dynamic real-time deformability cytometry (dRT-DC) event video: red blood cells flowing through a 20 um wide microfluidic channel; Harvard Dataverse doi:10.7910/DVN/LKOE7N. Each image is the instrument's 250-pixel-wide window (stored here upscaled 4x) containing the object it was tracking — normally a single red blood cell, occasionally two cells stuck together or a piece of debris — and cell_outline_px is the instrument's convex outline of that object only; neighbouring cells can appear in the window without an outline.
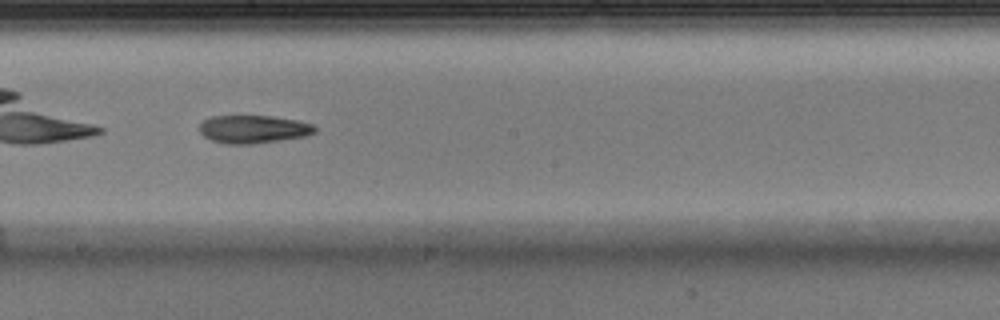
{"species": "Egyptian fruit bat (a non-hibernating species)", "species_latin": "Rousettus aegyptiacus", "temperature_condition": "warm", "stored_images_in_passage": 30, "camera_frame_rate_fps": 3000, "um_per_image_px": 0.085, "animal": {"sex": "male"}, "frame": {"image": 1, "passage_image": 13, "time_ms": 4.0, "image_size_px": [1000, 320], "cell_outline_px": [[316, 132], [304, 136], [280, 140], [252, 144], [224, 144], [212, 140], [204, 136], [200, 132], [200, 124], [204, 120], [212, 116], [272, 116], [296, 120], [312, 124], [316, 128]], "centroid_in_image_um": [21.52, 10.98], "position_along_channel_um": 226.7, "area_um2": 18.73}}
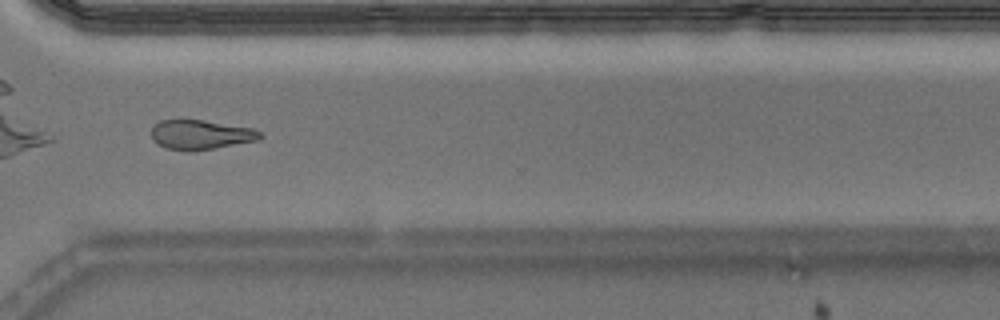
{"frame": {"image": 2, "passage_image": 21, "time_ms": 6.667, "image_size_px": [1000, 320], "cell_outline_px": [[264, 136], [256, 140], [192, 152], [188, 152], [168, 148], [156, 144], [152, 140], [152, 124], [160, 120], [204, 120], [252, 128], [260, 132]], "centroid_in_image_um": [17.0, 11.45], "position_along_channel_um": 353.6, "area_um2": 18.73}}